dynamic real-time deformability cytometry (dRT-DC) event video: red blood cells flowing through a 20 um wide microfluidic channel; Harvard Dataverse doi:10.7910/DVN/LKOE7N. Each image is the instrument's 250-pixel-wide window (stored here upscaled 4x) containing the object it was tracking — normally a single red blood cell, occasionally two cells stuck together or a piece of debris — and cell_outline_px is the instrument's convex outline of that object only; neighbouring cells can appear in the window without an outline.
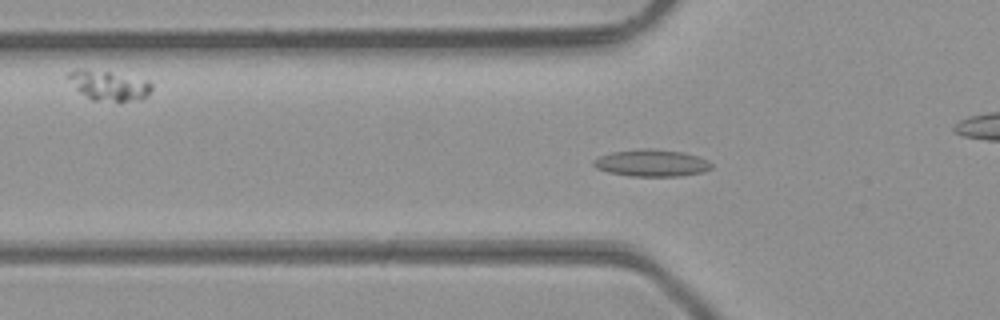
{"species": "common noctule bat (a hibernating species)", "species_latin": "Nyctalus noctula", "temperature_condition": "room temperature", "stored_images_in_passage": 49, "camera_frame_rate_fps": 3000, "um_per_image_px": 0.085, "animal": {"sex": "male", "body_mass_g": 23.1, "forearm_length_mm": 52.7}, "frame": {"image": 1, "passage_image": 16, "time_ms": 5.0, "image_size_px": [1000, 320], "cell_outline_px": [[712, 168], [704, 172], [680, 176], [628, 176], [608, 172], [596, 168], [592, 164], [592, 160], [600, 156], [612, 152], [640, 148], [648, 148], [684, 152], [708, 160], [712, 164]], "centroid_in_image_um": [55.38, 13.86], "position_along_channel_um": 70.4, "area_um2": 18.67}}
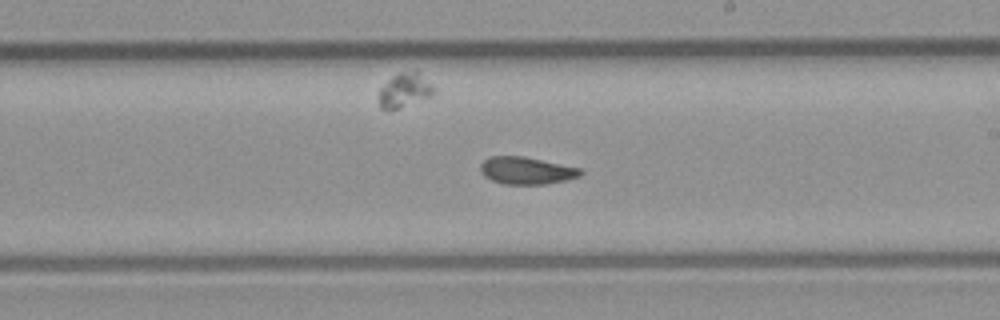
{"frame": {"image": 2, "passage_image": 28, "time_ms": 9.0, "image_size_px": [1000, 320], "cell_outline_px": [[584, 172], [580, 176], [564, 180], [544, 184], [504, 184], [492, 180], [484, 176], [480, 172], [480, 164], [488, 156], [524, 156], [580, 168]], "centroid_in_image_um": [44.72, 14.49], "position_along_channel_um": 244.3, "area_um2": 15.9}}
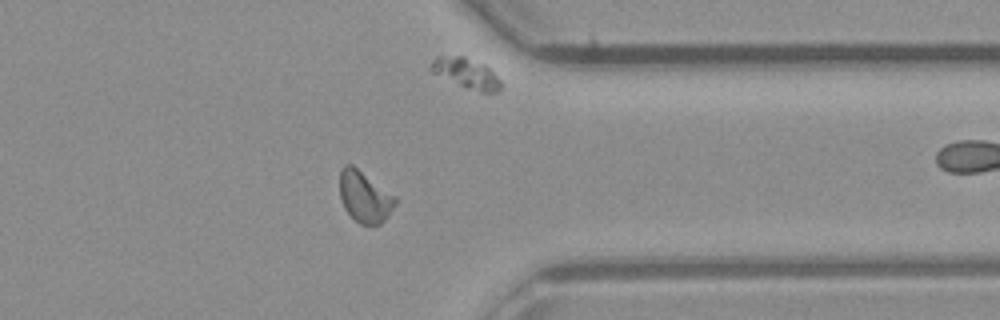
{"frame": {"image": 3, "passage_image": 38, "time_ms": 12.333, "image_size_px": [1000, 320], "cell_outline_px": [[396, 204], [388, 216], [380, 224], [360, 224], [344, 208], [340, 196], [340, 168], [344, 164], [352, 164], [396, 196]], "centroid_in_image_um": [30.99, 16.7], "position_along_channel_um": 380.4, "area_um2": 16.53}, "authors_computed_cell_mechanics": {"area_um2": 16.473, "velocity_mm_per_s": 4.3151, "shape_relaxation_time_tau1_ms": null, "shape_relaxation_time_tau2_ms": 3.1358, "deformation_change_tau1": null, "deformation_change_tau2": 0.0687}}